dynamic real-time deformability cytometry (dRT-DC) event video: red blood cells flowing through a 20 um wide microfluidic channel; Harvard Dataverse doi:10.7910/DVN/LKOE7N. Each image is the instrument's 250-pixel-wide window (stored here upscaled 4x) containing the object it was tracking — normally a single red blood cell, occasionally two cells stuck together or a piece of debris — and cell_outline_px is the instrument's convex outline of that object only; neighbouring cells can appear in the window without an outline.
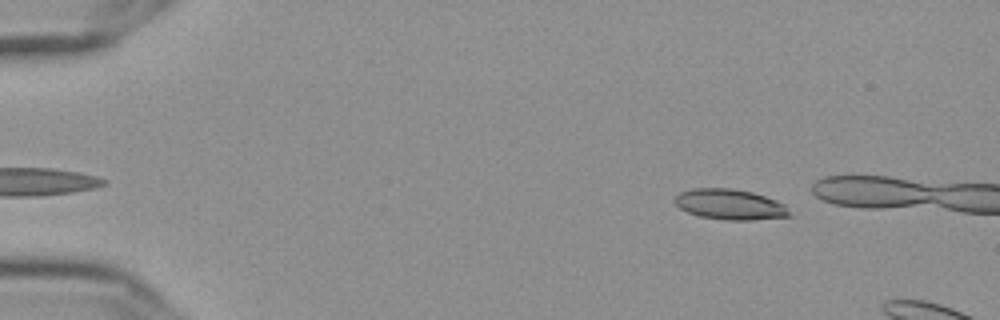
{"species": "Egyptian fruit bat (a non-hibernating species)", "species_latin": "Rousettus aegyptiacus", "temperature_condition": "cold", "stored_images_in_passage": 11, "camera_frame_rate_fps": 3000, "um_per_image_px": 0.085, "frame": {"image": 1, "passage_image": 4, "time_ms": 1.0, "image_size_px": [1000, 320], "cell_outline_px": [[792, 216], [752, 220], [724, 220], [700, 216], [688, 212], [680, 208], [672, 200], [680, 192], [692, 188], [732, 188], [752, 192], [776, 200], [784, 204]], "centroid_in_image_um": [62.03, 17.37], "position_along_channel_um": 23.0, "area_um2": 20.4}}